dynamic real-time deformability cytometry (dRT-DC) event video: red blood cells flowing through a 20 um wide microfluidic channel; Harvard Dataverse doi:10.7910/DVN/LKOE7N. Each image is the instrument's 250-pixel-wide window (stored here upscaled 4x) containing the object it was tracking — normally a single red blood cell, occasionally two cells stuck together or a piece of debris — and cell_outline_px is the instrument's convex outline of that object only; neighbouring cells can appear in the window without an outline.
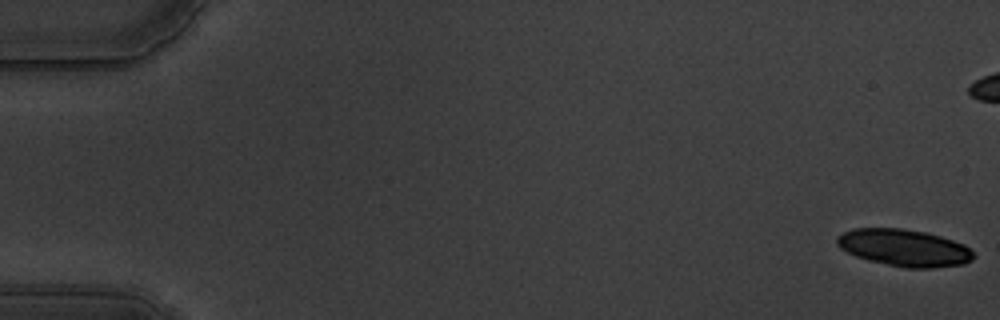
{"species": "common noctule bat (a hibernating species)", "species_latin": "Nyctalus noctula", "temperature_condition": "warm", "stored_images_in_passage": 60, "camera_frame_rate_fps": 3000, "um_per_image_px": 0.085, "animal": {"sex": "male", "body_mass_g": 19.5, "forearm_length_mm": 54.6}, "frame": {"image": 1, "passage_image": 1, "time_ms": 0.0, "image_size_px": [1000, 320], "cell_outline_px": [[976, 256], [972, 260], [964, 264], [932, 268], [904, 268], [868, 260], [856, 256], [840, 248], [836, 244], [836, 236], [852, 228], [900, 228], [928, 232], [964, 244]], "centroid_in_image_um": [76.84, 21.06], "position_along_channel_um": 8.2, "area_um2": 29.59}}
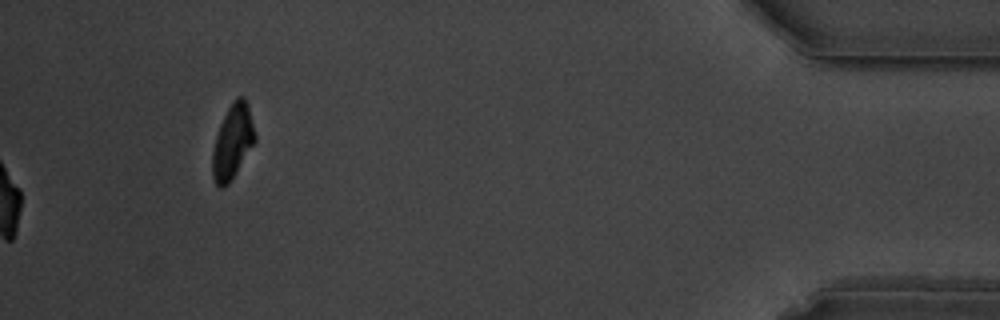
{"frame": {"image": 2, "passage_image": 60, "time_ms": 19.667, "image_size_px": [1000, 320], "cell_outline_px": [[256, 140], [236, 172], [228, 184], [220, 188], [216, 184], [212, 176], [212, 152], [216, 136], [220, 124], [232, 100], [236, 96], [244, 96], [248, 104], [256, 136]], "centroid_in_image_um": [19.77, 12.02], "position_along_channel_um": 415.4, "area_um2": 18.32}, "authors_computed_cell_mechanics": {"area_um2": 20.1722, "velocity_mm_per_s": 3.5217, "shape_relaxation_time_tau1_ms": 3.1949, "shape_relaxation_time_tau2_ms": 1.3425, "deformation_change_tau1": 0.1765, "deformation_change_tau2": 0.0606}}